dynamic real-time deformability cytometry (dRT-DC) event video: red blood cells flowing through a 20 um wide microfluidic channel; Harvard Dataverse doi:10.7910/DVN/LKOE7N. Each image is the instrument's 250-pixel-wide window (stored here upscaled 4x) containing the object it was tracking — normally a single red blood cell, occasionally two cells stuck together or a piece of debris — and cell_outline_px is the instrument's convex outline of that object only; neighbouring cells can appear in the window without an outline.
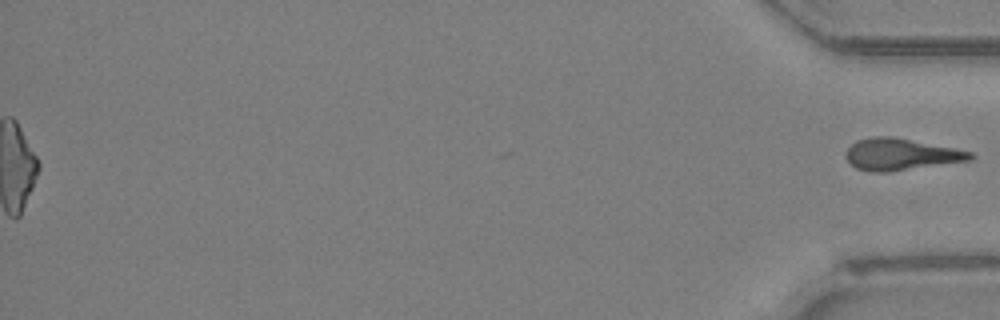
{"species": "Egyptian fruit bat (a non-hibernating species)", "species_latin": "Rousettus aegyptiacus", "temperature_condition": "room temperature", "stored_images_in_passage": 38, "segment_of_instrument_passage": [2, 2], "camera_frame_rate_fps": 3000, "um_per_image_px": 0.085, "animal": {"sex": "female"}, "frame": {"image": 1, "passage_image": 38, "time_ms": 12.333, "image_size_px": [1000, 320], "cell_outline_px": [[976, 156], [972, 160], [888, 172], [872, 172], [856, 168], [844, 156], [844, 152], [856, 140], [872, 136], [892, 136], [972, 152]], "centroid_in_image_um": [76.54, 13.12], "position_along_channel_um": 358.7, "area_um2": 22.95}}